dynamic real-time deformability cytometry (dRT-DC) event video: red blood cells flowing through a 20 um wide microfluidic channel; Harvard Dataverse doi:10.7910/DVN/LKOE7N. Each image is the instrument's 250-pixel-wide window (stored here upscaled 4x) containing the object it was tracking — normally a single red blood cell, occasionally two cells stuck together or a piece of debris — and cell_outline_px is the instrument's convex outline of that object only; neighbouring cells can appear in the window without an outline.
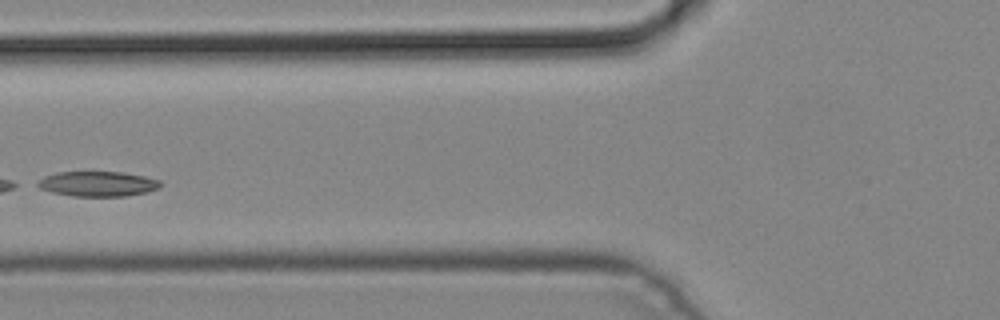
{"species": "common noctule bat (a hibernating species)", "species_latin": "Nyctalus noctula", "temperature_condition": "cold", "stored_images_in_passage": 6, "camera_frame_rate_fps": 3000, "um_per_image_px": 0.085, "animal": {"sex": "male", "body_mass_g": 19.2, "forearm_length_mm": 51.8}, "frame": {"image": 1, "passage_image": 6, "time_ms": 1.667, "image_size_px": [1000, 320], "cell_outline_px": [[164, 184], [160, 188], [148, 192], [124, 196], [72, 196], [52, 192], [40, 188], [32, 184], [44, 176], [56, 172], [124, 172], [144, 176], [160, 180]], "centroid_in_image_um": [8.31, 15.62], "position_along_channel_um": 117.5, "area_um2": 18.21}}